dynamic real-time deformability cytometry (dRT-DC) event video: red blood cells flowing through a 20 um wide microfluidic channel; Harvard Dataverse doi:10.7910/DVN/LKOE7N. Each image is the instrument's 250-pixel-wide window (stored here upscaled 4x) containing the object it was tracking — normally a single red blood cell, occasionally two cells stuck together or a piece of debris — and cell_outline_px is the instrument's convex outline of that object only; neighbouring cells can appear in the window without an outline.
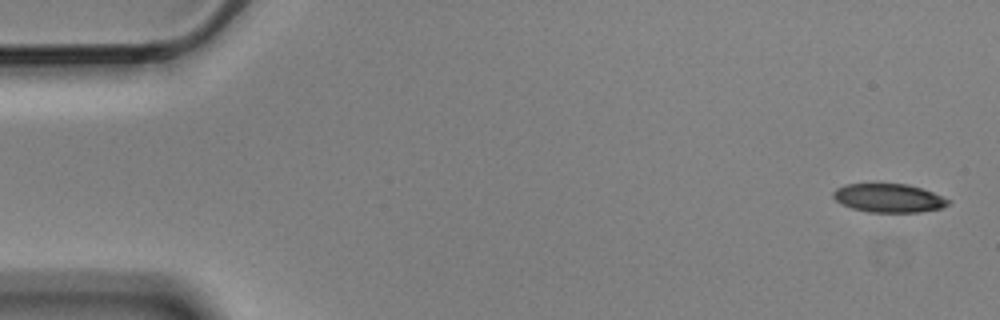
{"species": "Egyptian fruit bat (a non-hibernating species)", "species_latin": "Rousettus aegyptiacus", "temperature_condition": "cold", "stored_images_in_passage": 5, "camera_frame_rate_fps": 3000, "um_per_image_px": 0.085, "animal": {"sex": "male"}, "frame": {"image": 1, "passage_image": 1, "time_ms": 0.0, "image_size_px": [1000, 320], "cell_outline_px": [[952, 200], [948, 204], [940, 208], [916, 212], [868, 212], [852, 208], [836, 200], [832, 196], [832, 192], [836, 188], [848, 184], [908, 184], [932, 192]], "centroid_in_image_um": [75.54, 16.83], "position_along_channel_um": 9.5, "area_um2": 18.96}}
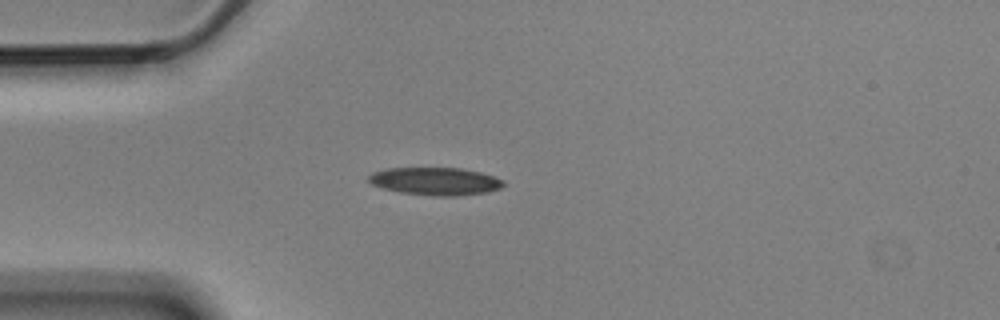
{"frame": {"image": 2, "passage_image": 5, "time_ms": 1.333, "image_size_px": [1000, 320], "cell_outline_px": [[504, 184], [500, 188], [488, 192], [452, 196], [436, 196], [400, 192], [384, 188], [372, 184], [368, 180], [368, 176], [372, 172], [388, 168], [460, 168], [480, 172], [504, 180]], "centroid_in_image_um": [37.0, 15.4], "position_along_channel_um": 48.0, "area_um2": 21.62}}